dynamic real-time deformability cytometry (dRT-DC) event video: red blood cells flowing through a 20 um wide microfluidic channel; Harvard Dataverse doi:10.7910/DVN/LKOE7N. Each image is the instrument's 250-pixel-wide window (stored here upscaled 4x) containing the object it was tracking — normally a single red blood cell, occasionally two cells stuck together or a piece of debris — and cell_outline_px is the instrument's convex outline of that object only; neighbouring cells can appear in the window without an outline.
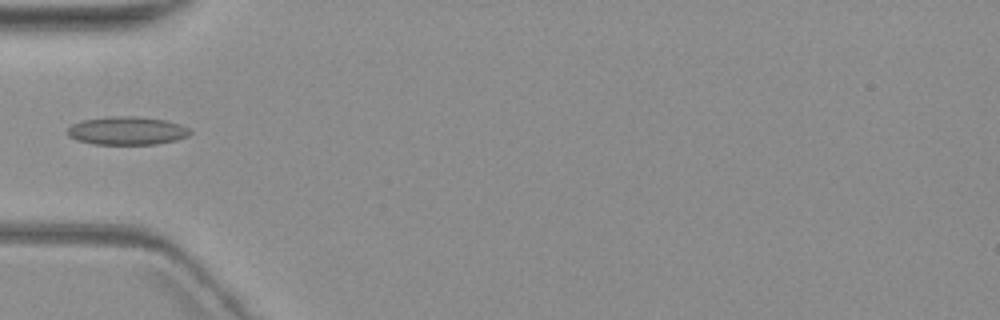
{"species": "common noctule bat (a hibernating species)", "species_latin": "Nyctalus noctula", "temperature_condition": "warm", "stored_images_in_passage": 6, "camera_frame_rate_fps": 3000, "um_per_image_px": 0.085, "animal": {"sex": "female", "body_mass_g": 19.3, "forearm_length_mm": 54.1}, "frame": {"image": 1, "passage_image": 3, "time_ms": 2.667, "image_size_px": [1000, 320], "cell_outline_px": [[192, 132], [188, 136], [176, 140], [156, 144], [92, 144], [76, 140], [68, 136], [68, 128], [72, 124], [80, 120], [108, 116], [136, 116], [168, 120], [180, 124], [188, 128]], "centroid_in_image_um": [10.79, 11.1], "position_along_channel_um": 74.2, "area_um2": 20.4}}
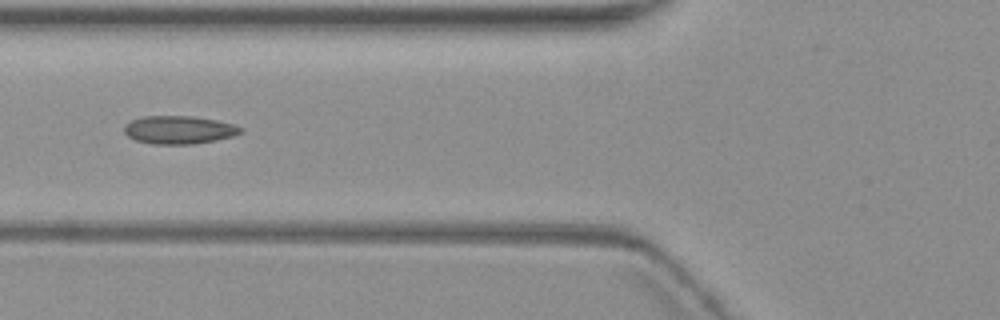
{"frame": {"image": 2, "passage_image": 4, "time_ms": 3.667, "image_size_px": [1000, 320], "cell_outline_px": [[244, 132], [232, 136], [216, 140], [192, 144], [152, 144], [136, 140], [128, 136], [124, 132], [124, 124], [132, 120], [144, 116], [192, 116], [216, 120], [232, 124], [244, 128]], "centroid_in_image_um": [15.22, 11.04], "position_along_channel_um": 110.6, "area_um2": 19.07}}
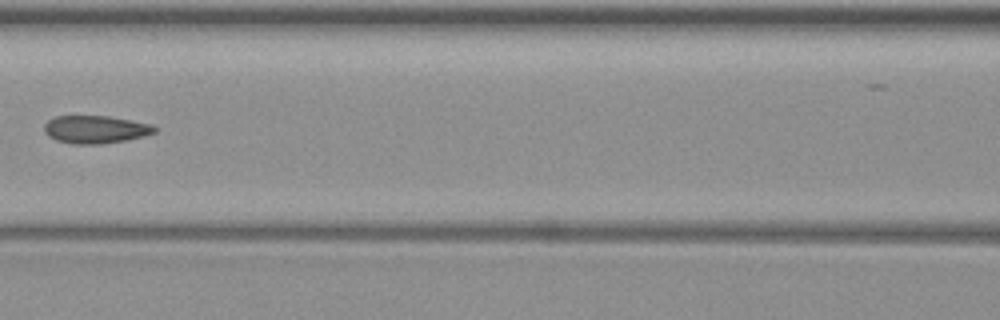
{"frame": {"image": 3, "passage_image": 5, "time_ms": 5.0, "image_size_px": [1000, 320], "cell_outline_px": [[156, 132], [144, 136], [128, 140], [104, 144], [72, 144], [56, 140], [48, 136], [44, 132], [44, 124], [48, 120], [56, 116], [108, 116], [152, 124], [156, 128]], "centroid_in_image_um": [8.11, 11.01], "position_along_channel_um": 158.5, "area_um2": 18.03}}